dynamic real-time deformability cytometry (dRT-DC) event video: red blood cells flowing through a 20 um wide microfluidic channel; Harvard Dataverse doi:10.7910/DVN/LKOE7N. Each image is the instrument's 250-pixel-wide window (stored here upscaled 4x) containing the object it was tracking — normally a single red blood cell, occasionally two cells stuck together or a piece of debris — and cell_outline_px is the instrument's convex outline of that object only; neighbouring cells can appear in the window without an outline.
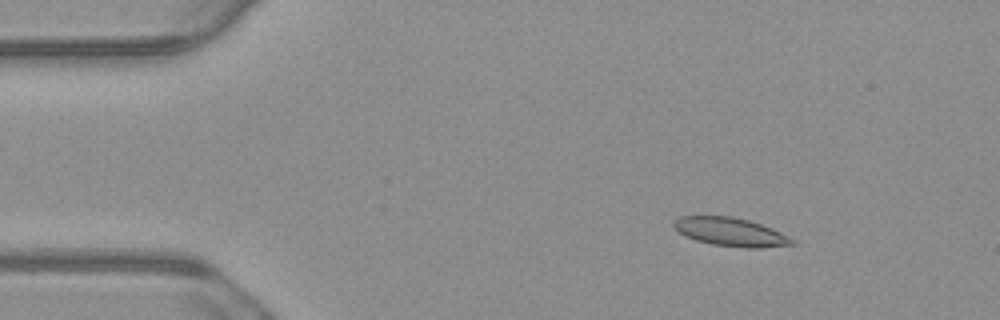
{"species": "common noctule bat (a hibernating species)", "species_latin": "Nyctalus noctula", "temperature_condition": "warm", "stored_images_in_passage": 55, "camera_frame_rate_fps": 3000, "um_per_image_px": 0.085, "animal": {"sex": "male", "body_mass_g": 23.1, "forearm_length_mm": 52.7}, "frame": {"image": 1, "passage_image": 8, "time_ms": 2.333, "image_size_px": [1000, 320], "cell_outline_px": [[796, 244], [760, 248], [744, 248], [712, 244], [696, 240], [684, 236], [672, 228], [672, 220], [680, 216], [732, 216], [748, 220], [772, 228], [796, 240]], "centroid_in_image_um": [62.06, 19.71], "position_along_channel_um": 22.9, "area_um2": 19.88}}
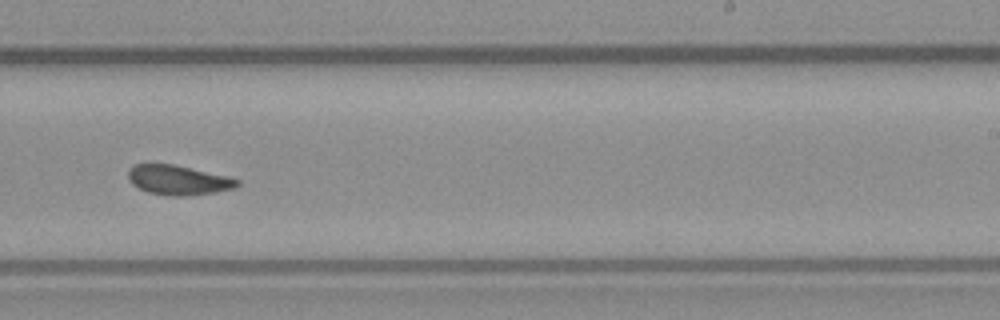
{"frame": {"image": 2, "passage_image": 34, "time_ms": 11.0, "image_size_px": [1000, 320], "cell_outline_px": [[240, 184], [236, 188], [216, 192], [184, 196], [172, 196], [148, 192], [132, 184], [128, 176], [128, 168], [132, 164], [176, 164], [228, 176], [240, 180]], "centroid_in_image_um": [15.17, 15.29], "position_along_channel_um": 273.8, "area_um2": 19.02}}
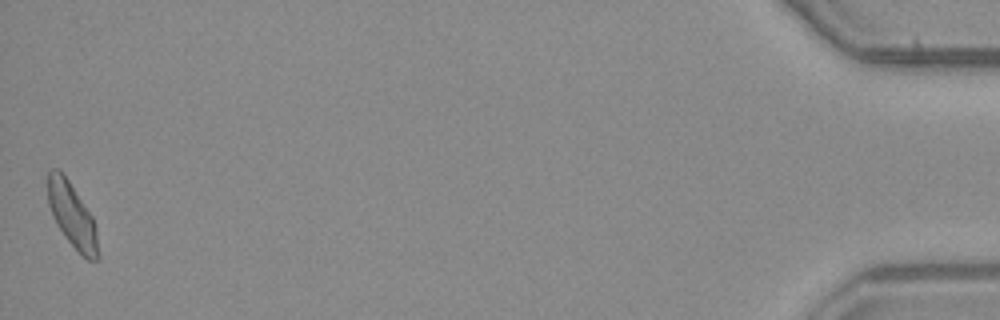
{"frame": {"image": 3, "passage_image": 55, "time_ms": 18.0, "image_size_px": [1000, 320], "cell_outline_px": [[100, 256], [96, 260], [88, 260], [64, 236], [56, 224], [52, 216], [48, 204], [48, 172], [52, 168], [56, 168], [68, 180], [92, 216], [96, 228], [100, 252]], "centroid_in_image_um": [6.14, 18.33], "position_along_channel_um": 429.1, "area_um2": 18.67}, "authors_computed_cell_mechanics": {"area_um2": 19.2474, "velocity_mm_per_s": 3.7275, "shape_relaxation_time_tau1_ms": 3.454, "shape_relaxation_time_tau2_ms": 1.9188, "deformation_change_tau1": 0.1165, "deformation_change_tau2": 0.0699}}